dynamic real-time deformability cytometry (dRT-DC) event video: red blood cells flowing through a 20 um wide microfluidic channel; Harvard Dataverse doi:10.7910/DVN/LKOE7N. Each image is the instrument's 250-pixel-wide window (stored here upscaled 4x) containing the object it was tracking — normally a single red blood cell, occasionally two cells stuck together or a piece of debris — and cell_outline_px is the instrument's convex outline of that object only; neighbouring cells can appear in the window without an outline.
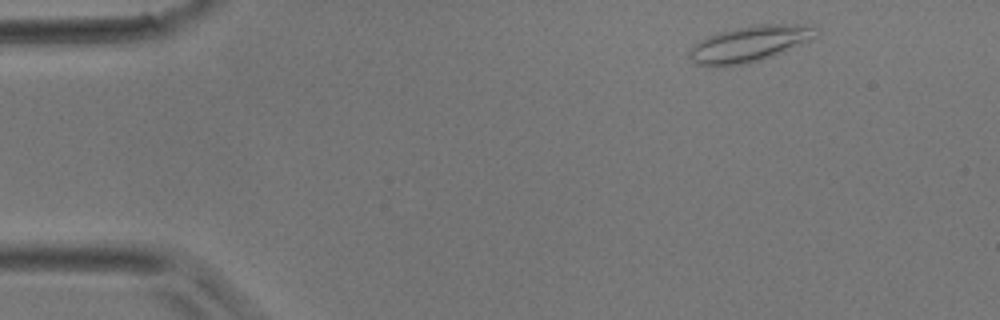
{"species": "common noctule bat (a hibernating species)", "species_latin": "Nyctalus noctula", "temperature_condition": "room temperature", "stored_images_in_passage": 5, "camera_frame_rate_fps": 3000, "um_per_image_px": 0.085, "animal": {"sex": "male", "body_mass_g": 17.9}, "frame": {"image": 1, "passage_image": 5, "time_ms": 1.333, "image_size_px": [1000, 320], "cell_outline_px": [[820, 32], [816, 36], [808, 40], [772, 56], [760, 60], [740, 64], [712, 68], [696, 64], [688, 56], [688, 52], [700, 40], [716, 32], [756, 24], [804, 24], [820, 28]], "centroid_in_image_um": [63.69, 3.72], "position_along_channel_um": 21.3, "area_um2": 26.53}}